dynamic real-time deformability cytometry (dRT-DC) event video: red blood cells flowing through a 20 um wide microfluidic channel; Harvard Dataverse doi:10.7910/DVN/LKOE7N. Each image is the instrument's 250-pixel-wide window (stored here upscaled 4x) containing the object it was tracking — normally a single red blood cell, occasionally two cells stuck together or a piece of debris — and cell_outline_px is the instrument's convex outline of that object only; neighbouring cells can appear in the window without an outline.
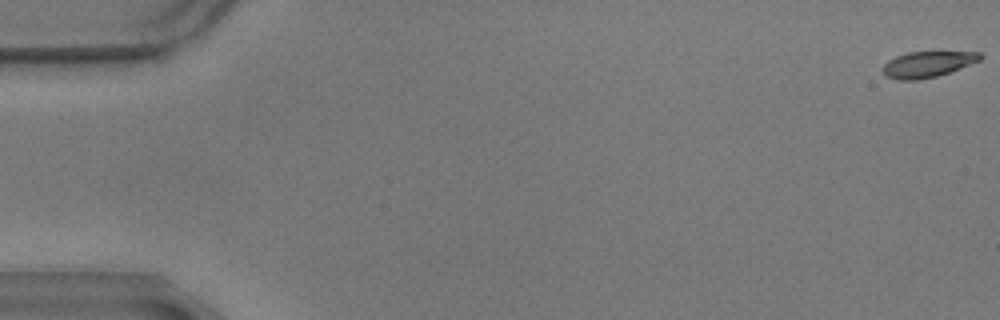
{"species": "common noctule bat (a hibernating species)", "species_latin": "Nyctalus noctula", "temperature_condition": "warm", "stored_images_in_passage": 14, "camera_frame_rate_fps": 3000, "um_per_image_px": 0.085, "animal": {"sex": "male", "body_mass_g": 17.9}, "frame": {"image": 1, "passage_image": 1, "time_ms": 0.0, "image_size_px": [1000, 320], "cell_outline_px": [[984, 56], [980, 60], [948, 72], [936, 76], [916, 80], [900, 80], [884, 76], [880, 68], [888, 60], [896, 56], [908, 52], [980, 52]], "centroid_in_image_um": [78.78, 5.46], "position_along_channel_um": 6.2, "area_um2": 14.62}}